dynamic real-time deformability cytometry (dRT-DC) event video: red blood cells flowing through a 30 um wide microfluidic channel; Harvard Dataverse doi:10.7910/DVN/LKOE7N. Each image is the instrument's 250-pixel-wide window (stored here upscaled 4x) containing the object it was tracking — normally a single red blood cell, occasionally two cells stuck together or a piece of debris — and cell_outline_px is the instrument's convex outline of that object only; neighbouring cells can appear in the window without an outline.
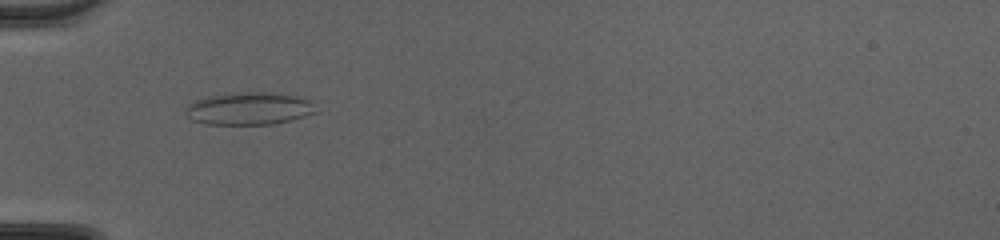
{"species": "common noctule bat (a hibernating species)", "species_latin": "Nyctalus noctula", "temperature_condition": "cold", "stored_images_in_passage": 50, "camera_frame_rate_fps": 3000, "um_per_image_px": 0.085, "animal": {"sex": "female", "body_mass_g": 20.0, "forearm_length_mm": 54.0}, "frame": {"image": 1, "passage_image": 18, "time_ms": 5.667, "image_size_px": [1000, 240], "cell_outline_px": [[320, 112], [292, 120], [272, 124], [208, 124], [192, 120], [184, 112], [184, 108], [188, 104], [196, 100], [208, 96], [236, 92], [276, 92], [296, 96], [312, 100]], "centroid_in_image_um": [21.23, 9.22], "position_along_channel_um": 63.8, "area_um2": 25.14}}
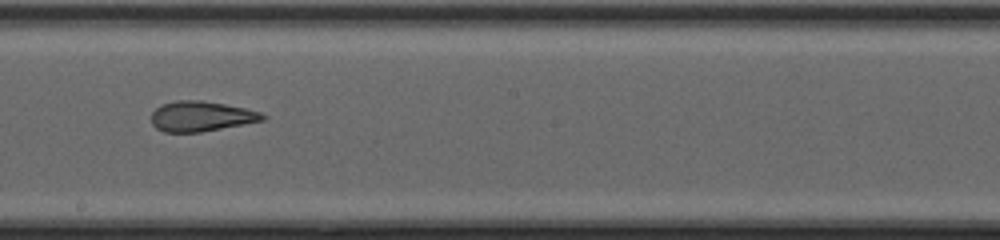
{"frame": {"image": 2, "passage_image": 30, "time_ms": 9.667, "image_size_px": [1000, 240], "cell_outline_px": [[268, 116], [264, 120], [244, 124], [200, 132], [164, 132], [156, 128], [152, 124], [152, 112], [160, 104], [176, 100], [200, 100], [224, 104], [244, 108], [260, 112]], "centroid_in_image_um": [17.08, 9.88], "position_along_channel_um": 231.1, "area_um2": 19.54}}
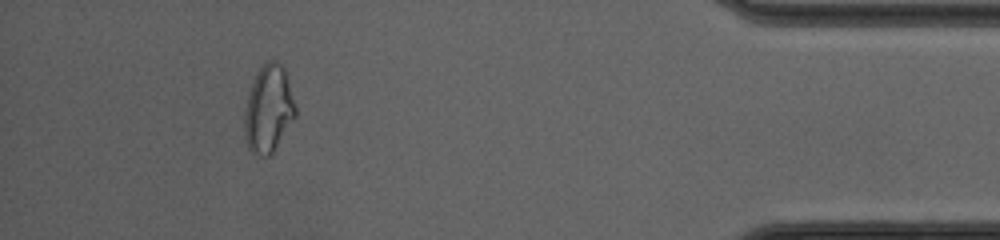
{"frame": {"image": 3, "passage_image": 46, "time_ms": 15.0, "image_size_px": [1000, 240], "cell_outline_px": [[296, 116], [272, 152], [268, 156], [256, 156], [248, 148], [244, 136], [244, 112], [248, 96], [256, 72], [268, 60], [276, 60], [284, 68], [288, 80], [296, 108]], "centroid_in_image_um": [22.81, 9.27], "position_along_channel_um": 412.4, "area_um2": 25.78}, "authors_computed_cell_mechanics": {"area_um2": 24.3049, "velocity_mm_per_s": 4.2974, "shape_relaxation_time_tau1_ms": null, "shape_relaxation_time_tau2_ms": 1.3997, "deformation_change_tau1": null, "deformation_change_tau2": 0.0963}}